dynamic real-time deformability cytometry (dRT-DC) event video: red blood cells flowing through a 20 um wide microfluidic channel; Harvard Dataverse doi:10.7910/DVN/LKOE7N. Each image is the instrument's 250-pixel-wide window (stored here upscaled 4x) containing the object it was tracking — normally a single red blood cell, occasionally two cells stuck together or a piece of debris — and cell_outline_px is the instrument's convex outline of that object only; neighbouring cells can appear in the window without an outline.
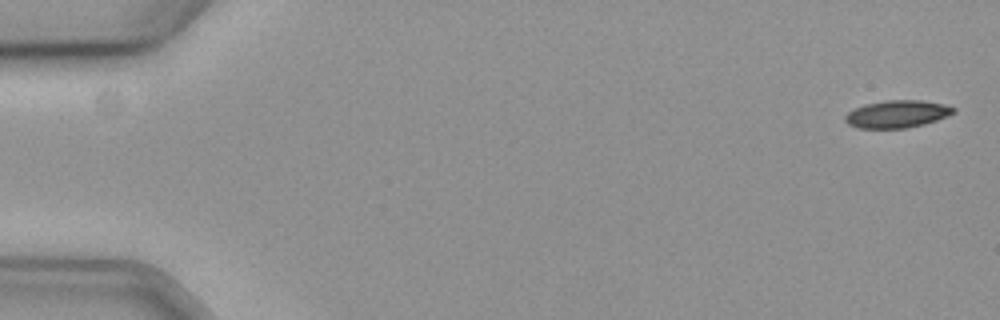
{"species": "common noctule bat (a hibernating species)", "species_latin": "Nyctalus noctula", "temperature_condition": "cold", "stored_images_in_passage": 57, "camera_frame_rate_fps": 3000, "um_per_image_px": 0.085, "animal": {"sex": "female", "body_mass_g": 19.3, "forearm_length_mm": 54.1}, "frame": {"image": 1, "passage_image": 1, "time_ms": 0.0, "image_size_px": [1000, 320], "cell_outline_px": [[956, 112], [948, 116], [924, 124], [908, 128], [856, 128], [848, 124], [844, 120], [844, 116], [848, 112], [864, 104], [888, 100], [920, 100], [944, 104], [956, 108]], "centroid_in_image_um": [76.26, 9.69], "position_along_channel_um": 8.7, "area_um2": 17.4}}
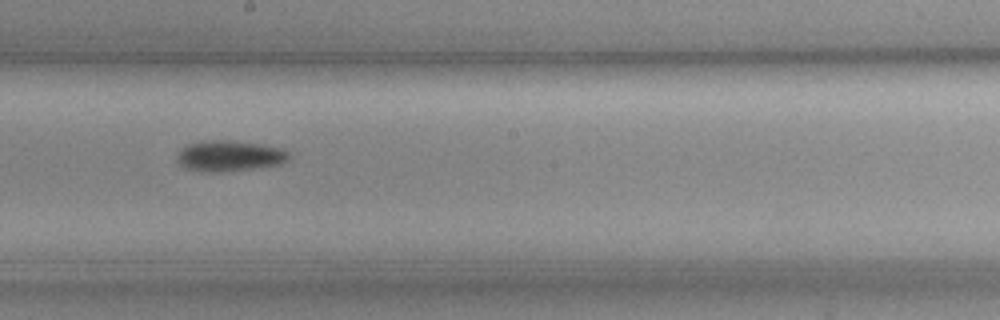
{"frame": {"image": 2, "passage_image": 32, "time_ms": 10.333, "image_size_px": [1000, 320], "cell_outline_px": [[288, 160], [280, 164], [252, 168], [220, 172], [208, 172], [188, 168], [180, 164], [176, 160], [176, 156], [188, 144], [208, 140], [228, 140], [260, 144], [280, 148], [288, 152]], "centroid_in_image_um": [19.5, 13.25], "position_along_channel_um": 228.7, "area_um2": 19.65}}
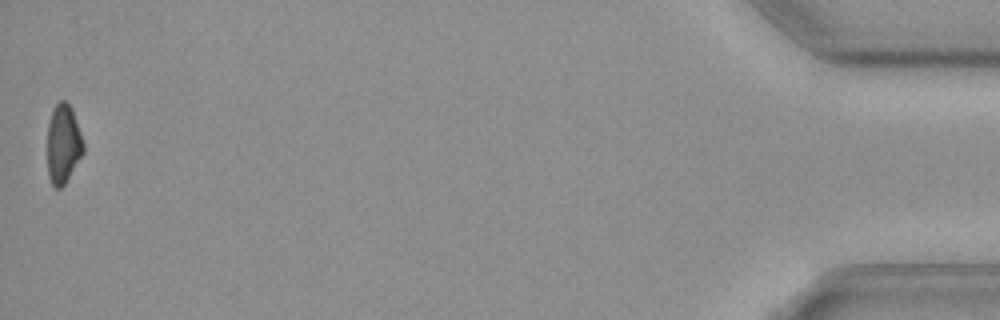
{"frame": {"image": 3, "passage_image": 57, "time_ms": 18.667, "image_size_px": [1000, 320], "cell_outline_px": [[84, 152], [64, 184], [60, 188], [56, 188], [52, 184], [48, 176], [48, 124], [52, 108], [60, 100], [64, 100], [72, 108], [84, 144]], "centroid_in_image_um": [5.37, 12.21], "position_along_channel_um": 429.8, "area_um2": 16.47}, "authors_computed_cell_mechanics": {"area_um2": 18.0914, "velocity_mm_per_s": 3.6145, "shape_relaxation_time_tau1_ms": 3.3368, "shape_relaxation_time_tau2_ms": null, "deformation_change_tau1": 0.1099, "deformation_change_tau2": null}}